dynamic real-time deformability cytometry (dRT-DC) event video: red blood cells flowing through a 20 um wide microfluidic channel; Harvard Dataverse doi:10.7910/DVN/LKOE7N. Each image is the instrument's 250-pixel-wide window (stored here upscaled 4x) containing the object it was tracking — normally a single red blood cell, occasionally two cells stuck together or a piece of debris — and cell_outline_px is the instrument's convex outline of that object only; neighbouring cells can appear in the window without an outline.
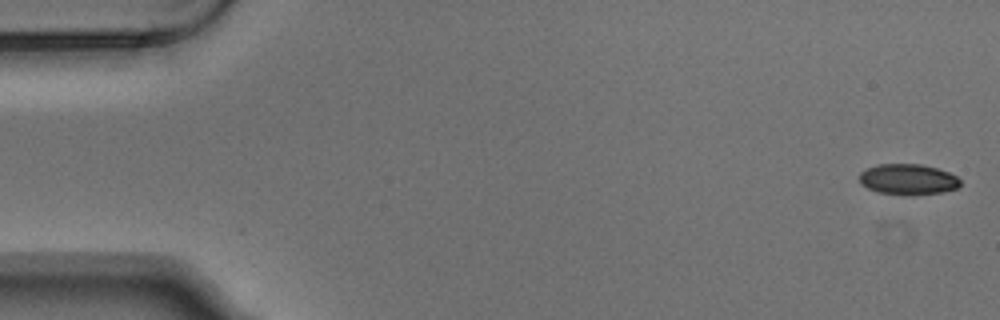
{"species": "Egyptian fruit bat (a non-hibernating species)", "species_latin": "Rousettus aegyptiacus", "temperature_condition": "warm", "stored_images_in_passage": 4, "camera_frame_rate_fps": 3000, "um_per_image_px": 0.085, "animal": {"sex": "male"}, "frame": {"image": 1, "passage_image": 1, "time_ms": 0.0, "image_size_px": [1000, 320], "cell_outline_px": [[960, 184], [956, 188], [944, 192], [912, 196], [904, 196], [880, 192], [868, 188], [860, 180], [860, 172], [876, 164], [920, 164], [936, 168], [948, 172], [956, 176], [960, 180]], "centroid_in_image_um": [77.2, 15.26], "position_along_channel_um": 7.8, "area_um2": 18.09}}
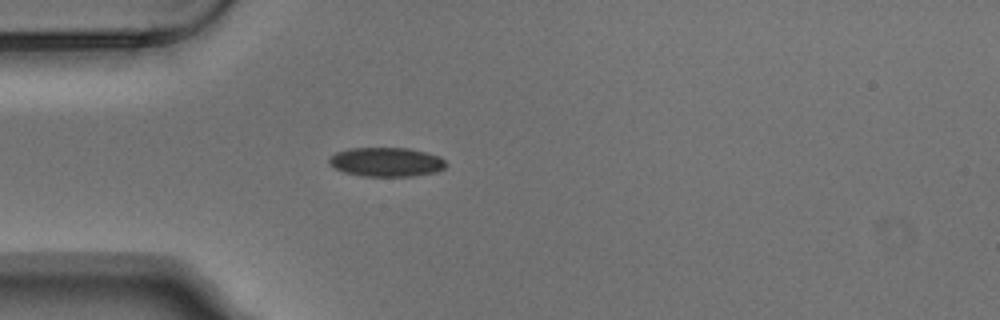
{"frame": {"image": 2, "passage_image": 4, "time_ms": 1.0, "image_size_px": [1000, 320], "cell_outline_px": [[448, 164], [444, 168], [436, 172], [412, 176], [364, 176], [344, 172], [328, 164], [328, 156], [336, 152], [348, 148], [408, 148], [440, 156]], "centroid_in_image_um": [32.82, 13.76], "position_along_channel_um": 52.2, "area_um2": 19.94}}